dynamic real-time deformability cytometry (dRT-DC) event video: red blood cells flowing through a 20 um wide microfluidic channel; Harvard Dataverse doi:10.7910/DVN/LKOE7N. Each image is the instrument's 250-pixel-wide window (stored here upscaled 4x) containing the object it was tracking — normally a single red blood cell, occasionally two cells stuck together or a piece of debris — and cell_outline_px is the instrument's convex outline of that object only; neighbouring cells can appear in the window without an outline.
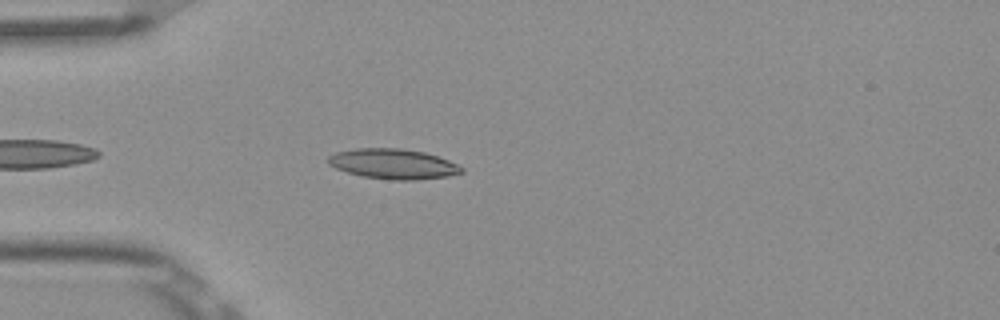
{"species": "Egyptian fruit bat (a non-hibernating species)", "species_latin": "Rousettus aegyptiacus", "temperature_condition": "room temperature", "stored_images_in_passage": 39, "camera_frame_rate_fps": 3000, "um_per_image_px": 0.085, "frame": {"image": 1, "passage_image": 4, "time_ms": 1.0, "image_size_px": [1000, 320], "cell_outline_px": [[464, 172], [448, 176], [416, 180], [392, 180], [364, 176], [348, 172], [336, 168], [328, 164], [328, 156], [336, 152], [356, 148], [400, 148], [424, 152], [448, 160], [464, 168]], "centroid_in_image_um": [33.43, 13.93], "position_along_channel_um": 51.6, "area_um2": 23.29}}
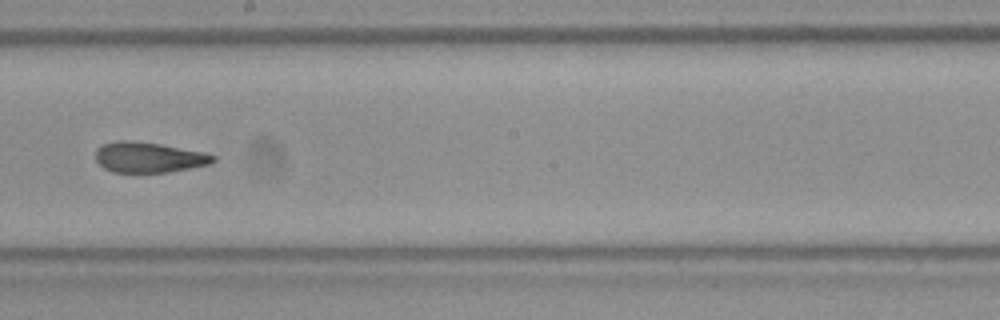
{"frame": {"image": 2, "passage_image": 19, "time_ms": 6.0, "image_size_px": [1000, 320], "cell_outline_px": [[216, 160], [212, 164], [168, 172], [112, 172], [104, 168], [96, 160], [96, 148], [104, 144], [116, 140], [128, 140], [160, 144], [204, 152], [216, 156]], "centroid_in_image_um": [12.66, 13.37], "position_along_channel_um": 235.5, "area_um2": 20.87}}
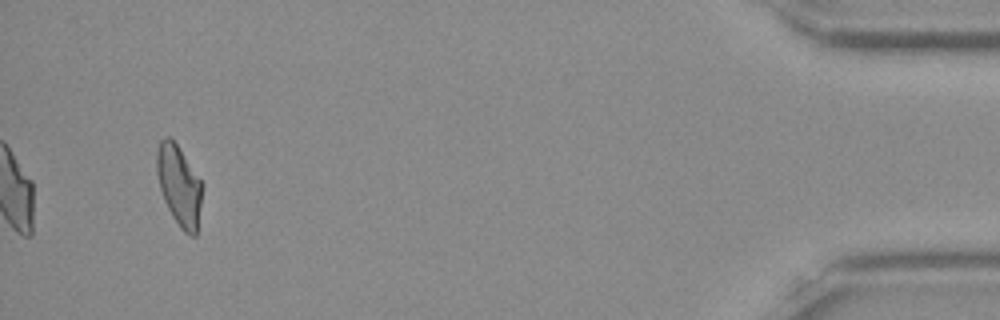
{"frame": {"image": 3, "passage_image": 39, "time_ms": 12.667, "image_size_px": [1000, 320], "cell_outline_px": [[204, 184], [196, 236], [188, 236], [180, 228], [172, 216], [164, 200], [160, 188], [156, 172], [156, 152], [160, 140], [164, 136], [168, 136], [176, 144]], "centroid_in_image_um": [15.23, 15.79], "position_along_channel_um": 420.0, "area_um2": 21.44}, "authors_computed_cell_mechanics": {"area_um2": 21.7906, "velocity_mm_per_s": 3.889, "shape_relaxation_time_tau1_ms": 10.1659, "shape_relaxation_time_tau2_ms": 2.161, "deformation_change_tau1": 0.2354, "deformation_change_tau2": 0.0871}}